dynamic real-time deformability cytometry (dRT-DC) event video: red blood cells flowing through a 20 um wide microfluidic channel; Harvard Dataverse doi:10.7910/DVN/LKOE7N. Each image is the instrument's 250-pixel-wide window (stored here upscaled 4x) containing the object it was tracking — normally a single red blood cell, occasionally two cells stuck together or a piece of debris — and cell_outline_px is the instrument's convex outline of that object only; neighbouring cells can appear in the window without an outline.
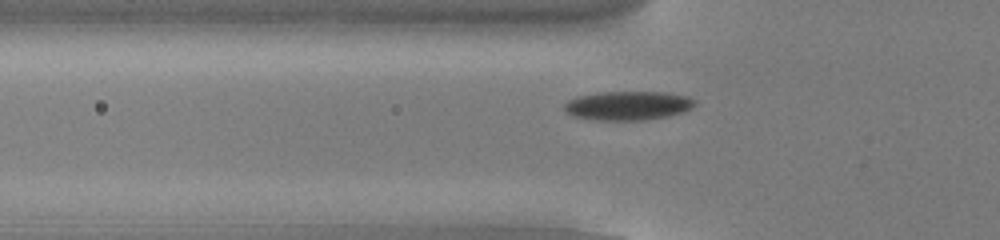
{"species": "common noctule bat (a hibernating species)", "species_latin": "Nyctalus noctula", "temperature_condition": "cold", "stored_images_in_passage": 32, "camera_frame_rate_fps": 3000, "um_per_image_px": 0.085, "animal": {"sex": "male", "body_mass_g": 13.0, "forearm_length_mm": 53.1}, "frame": {"image": 1, "passage_image": 2, "time_ms": 0.333, "image_size_px": [1000, 240], "cell_outline_px": [[696, 104], [692, 108], [684, 112], [668, 116], [644, 120], [592, 120], [572, 116], [564, 112], [564, 104], [568, 100], [576, 96], [600, 92], [664, 92], [688, 96], [696, 100]], "centroid_in_image_um": [53.36, 8.98], "position_along_channel_um": 72.4, "area_um2": 22.37}}
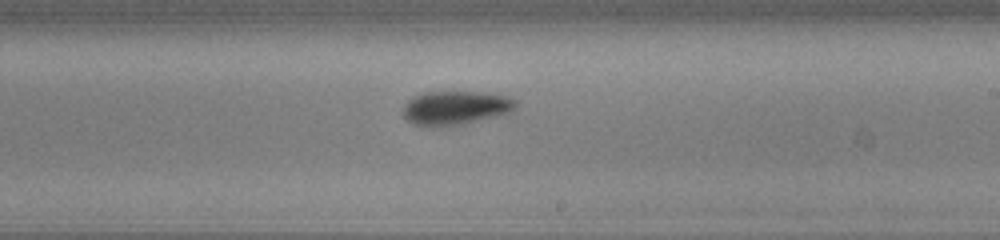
{"frame": {"image": 2, "passage_image": 16, "time_ms": 5.0, "image_size_px": [1000, 240], "cell_outline_px": [[516, 108], [512, 112], [496, 116], [460, 124], [440, 128], [428, 128], [412, 124], [404, 116], [404, 104], [412, 96], [424, 92], [488, 92], [508, 96], [516, 100]], "centroid_in_image_um": [38.7, 9.18], "position_along_channel_um": 250.3, "area_um2": 22.66}}
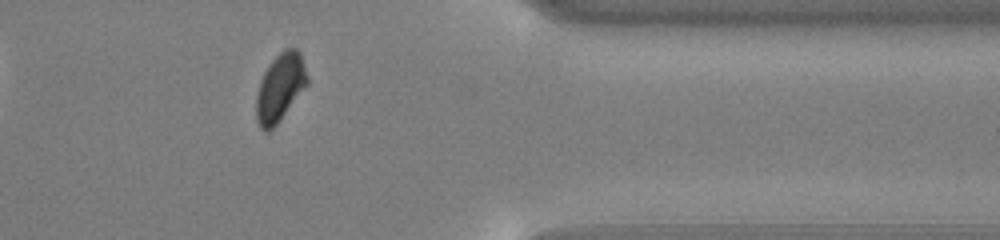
{"frame": {"image": 3, "passage_image": 28, "time_ms": 9.0, "image_size_px": [1000, 240], "cell_outline_px": [[308, 84], [276, 124], [268, 132], [264, 132], [260, 128], [256, 120], [256, 96], [260, 80], [264, 72], [272, 60], [284, 48], [296, 48], [300, 52], [308, 76]], "centroid_in_image_um": [23.8, 7.43], "position_along_channel_um": 387.6, "area_um2": 20.06}, "authors_computed_cell_mechanics": {"area_um2": 21.5594, "velocity_mm_per_s": 3.818, "shape_relaxation_time_tau1_ms": 2.5388, "shape_relaxation_time_tau2_ms": 3.8803, "deformation_change_tau1": 0.0932, "deformation_change_tau2": 0.055}}